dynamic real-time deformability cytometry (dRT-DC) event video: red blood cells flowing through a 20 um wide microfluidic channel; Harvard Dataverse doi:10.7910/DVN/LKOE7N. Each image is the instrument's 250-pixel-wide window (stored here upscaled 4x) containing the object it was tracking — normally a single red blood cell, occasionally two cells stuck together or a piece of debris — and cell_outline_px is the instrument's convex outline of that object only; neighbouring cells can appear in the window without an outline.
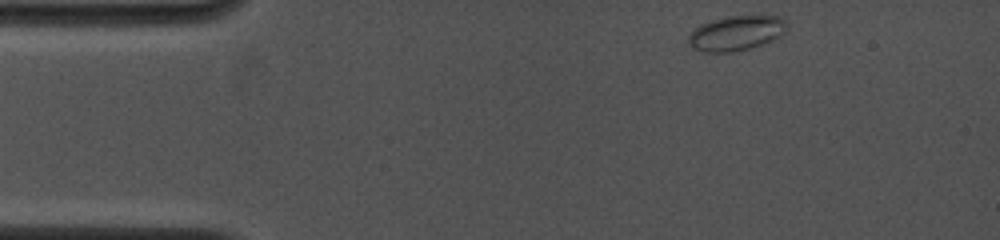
{"species": "common noctule bat (a hibernating species)", "species_latin": "Nyctalus noctula", "temperature_condition": "cold", "stored_images_in_passage": 16, "camera_frame_rate_fps": 4000, "um_per_image_px": 0.085, "animal": {"sex": "female", "body_mass_g": 19.0, "forearm_length_mm": 53.3}, "frame": {"image": 1, "passage_image": 1, "time_ms": 0.0, "image_size_px": [1000, 240], "cell_outline_px": [[788, 28], [784, 36], [764, 44], [732, 52], [704, 52], [692, 48], [688, 40], [688, 36], [700, 24], [724, 16], [780, 16], [788, 24]], "centroid_in_image_um": [62.63, 2.81], "position_along_channel_um": 22.4, "area_um2": 20.23}}
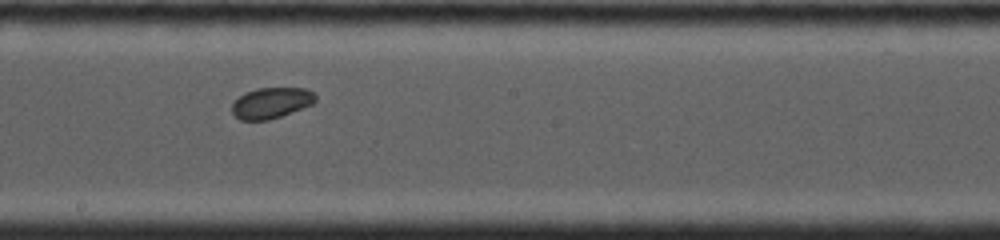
{"frame": {"image": 2, "passage_image": 8, "time_ms": 6.75, "image_size_px": [1000, 240], "cell_outline_px": [[316, 100], [312, 104], [280, 116], [268, 120], [240, 120], [232, 112], [232, 104], [244, 92], [256, 88], [304, 88], [312, 92], [316, 96]], "centroid_in_image_um": [23.03, 8.74], "position_along_channel_um": 225.2, "area_um2": 14.85}}
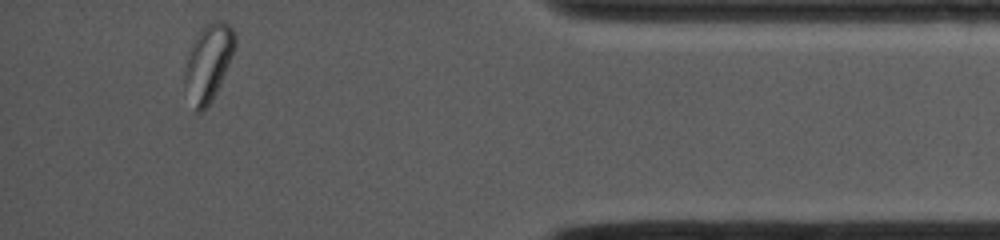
{"frame": {"image": 3, "passage_image": 16, "time_ms": 12.25, "image_size_px": [1000, 240], "cell_outline_px": [[236, 48], [220, 84], [212, 100], [200, 112], [196, 112], [184, 88], [184, 72], [188, 48], [196, 36], [212, 20], [224, 20], [232, 28], [236, 36]], "centroid_in_image_um": [17.71, 5.3], "position_along_channel_um": 417.5, "area_um2": 22.6}, "authors_computed_cell_mechanics": {"area_um2": 16.7042, "velocity_mm_per_s": 4.0244, "shape_relaxation_time_tau1_ms": null, "shape_relaxation_time_tau2_ms": 3.2009, "deformation_change_tau1": null, "deformation_change_tau2": 0.0545}}